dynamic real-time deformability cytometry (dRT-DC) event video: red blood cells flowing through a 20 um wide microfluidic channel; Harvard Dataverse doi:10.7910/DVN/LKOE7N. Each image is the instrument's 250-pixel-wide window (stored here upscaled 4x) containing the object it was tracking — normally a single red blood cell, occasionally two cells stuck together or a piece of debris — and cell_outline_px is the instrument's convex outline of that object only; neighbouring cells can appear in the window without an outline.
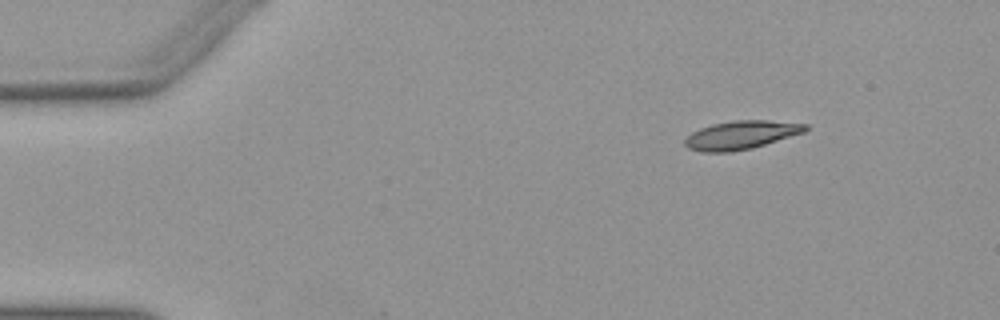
{"species": "Egyptian fruit bat (a non-hibernating species)", "species_latin": "Rousettus aegyptiacus", "temperature_condition": "warm", "stored_images_in_passage": 16, "camera_frame_rate_fps": 3000, "um_per_image_px": 0.085, "animal": {"sex": "female"}, "frame": {"image": 1, "passage_image": 1, "time_ms": 0.0, "image_size_px": [1000, 320], "cell_outline_px": [[808, 128], [804, 132], [752, 148], [732, 152], [704, 152], [688, 148], [684, 144], [684, 140], [692, 132], [700, 128], [712, 124], [732, 120], [768, 120], [808, 124]], "centroid_in_image_um": [62.98, 11.47], "position_along_channel_um": 22.0, "area_um2": 19.94}}
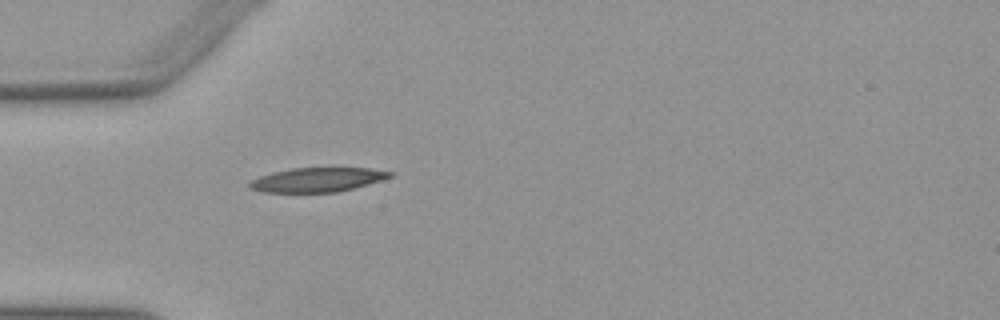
{"frame": {"image": 2, "passage_image": 10, "time_ms": 3.0, "image_size_px": [1000, 320], "cell_outline_px": [[396, 172], [392, 176], [368, 184], [336, 192], [264, 192], [252, 188], [248, 184], [252, 180], [260, 176], [272, 172], [292, 168], [332, 164], [372, 168]], "centroid_in_image_um": [27.08, 15.2], "position_along_channel_um": 57.9, "area_um2": 20.81}}
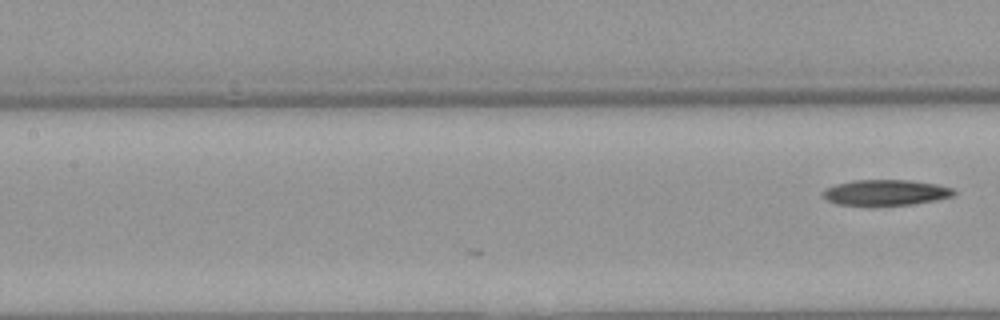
{"frame": {"image": 3, "passage_image": 16, "time_ms": 5.0, "image_size_px": [1000, 320], "cell_outline_px": [[956, 192], [952, 196], [936, 200], [912, 204], [836, 204], [828, 200], [820, 192], [824, 188], [836, 184], [852, 180], [908, 180], [936, 184], [952, 188]], "centroid_in_image_um": [75.26, 16.34], "position_along_channel_um": 132.1, "area_um2": 19.25}}